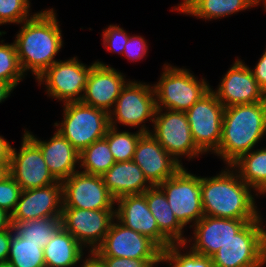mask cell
<instances>
[{
    "mask_svg": "<svg viewBox=\"0 0 266 267\" xmlns=\"http://www.w3.org/2000/svg\"><path fill=\"white\" fill-rule=\"evenodd\" d=\"M14 40L23 73L31 70L38 79L56 60L63 46L61 30L53 8L35 13L24 21Z\"/></svg>",
    "mask_w": 266,
    "mask_h": 267,
    "instance_id": "1",
    "label": "cell"
},
{
    "mask_svg": "<svg viewBox=\"0 0 266 267\" xmlns=\"http://www.w3.org/2000/svg\"><path fill=\"white\" fill-rule=\"evenodd\" d=\"M230 168L233 170L226 168L215 177H200L204 216L257 220L259 212L251 187L234 171L236 168Z\"/></svg>",
    "mask_w": 266,
    "mask_h": 267,
    "instance_id": "2",
    "label": "cell"
},
{
    "mask_svg": "<svg viewBox=\"0 0 266 267\" xmlns=\"http://www.w3.org/2000/svg\"><path fill=\"white\" fill-rule=\"evenodd\" d=\"M266 135V100L225 107L222 135L214 152L229 166L253 150Z\"/></svg>",
    "mask_w": 266,
    "mask_h": 267,
    "instance_id": "3",
    "label": "cell"
},
{
    "mask_svg": "<svg viewBox=\"0 0 266 267\" xmlns=\"http://www.w3.org/2000/svg\"><path fill=\"white\" fill-rule=\"evenodd\" d=\"M63 110L64 119L54 126L79 153L107 134L110 117L104 110L81 102L64 103Z\"/></svg>",
    "mask_w": 266,
    "mask_h": 267,
    "instance_id": "4",
    "label": "cell"
},
{
    "mask_svg": "<svg viewBox=\"0 0 266 267\" xmlns=\"http://www.w3.org/2000/svg\"><path fill=\"white\" fill-rule=\"evenodd\" d=\"M165 65L153 86L157 109L186 112L211 89L204 78L199 81L187 69Z\"/></svg>",
    "mask_w": 266,
    "mask_h": 267,
    "instance_id": "5",
    "label": "cell"
},
{
    "mask_svg": "<svg viewBox=\"0 0 266 267\" xmlns=\"http://www.w3.org/2000/svg\"><path fill=\"white\" fill-rule=\"evenodd\" d=\"M156 109L154 88L149 84L129 81L116 99L113 111L109 113L110 126L116 128V122L131 127L140 125L141 132L149 133L146 125L141 124L147 119L153 123Z\"/></svg>",
    "mask_w": 266,
    "mask_h": 267,
    "instance_id": "6",
    "label": "cell"
},
{
    "mask_svg": "<svg viewBox=\"0 0 266 267\" xmlns=\"http://www.w3.org/2000/svg\"><path fill=\"white\" fill-rule=\"evenodd\" d=\"M167 197L170 208L185 227L196 224L203 216L200 176L197 177L182 166L172 177L158 185Z\"/></svg>",
    "mask_w": 266,
    "mask_h": 267,
    "instance_id": "7",
    "label": "cell"
},
{
    "mask_svg": "<svg viewBox=\"0 0 266 267\" xmlns=\"http://www.w3.org/2000/svg\"><path fill=\"white\" fill-rule=\"evenodd\" d=\"M225 107L210 89L185 113L196 146L203 152H215L221 140Z\"/></svg>",
    "mask_w": 266,
    "mask_h": 267,
    "instance_id": "8",
    "label": "cell"
},
{
    "mask_svg": "<svg viewBox=\"0 0 266 267\" xmlns=\"http://www.w3.org/2000/svg\"><path fill=\"white\" fill-rule=\"evenodd\" d=\"M261 216L248 222L211 257L214 267H262Z\"/></svg>",
    "mask_w": 266,
    "mask_h": 267,
    "instance_id": "9",
    "label": "cell"
},
{
    "mask_svg": "<svg viewBox=\"0 0 266 267\" xmlns=\"http://www.w3.org/2000/svg\"><path fill=\"white\" fill-rule=\"evenodd\" d=\"M156 109L154 131L149 132L159 144L181 165L179 156L189 159L203 154L193 141L190 125L185 112Z\"/></svg>",
    "mask_w": 266,
    "mask_h": 267,
    "instance_id": "10",
    "label": "cell"
},
{
    "mask_svg": "<svg viewBox=\"0 0 266 267\" xmlns=\"http://www.w3.org/2000/svg\"><path fill=\"white\" fill-rule=\"evenodd\" d=\"M76 58L56 61L37 79L39 84L45 82L49 96L63 103L81 101L91 69L97 64L87 67Z\"/></svg>",
    "mask_w": 266,
    "mask_h": 267,
    "instance_id": "11",
    "label": "cell"
},
{
    "mask_svg": "<svg viewBox=\"0 0 266 267\" xmlns=\"http://www.w3.org/2000/svg\"><path fill=\"white\" fill-rule=\"evenodd\" d=\"M133 259H163V250L149 237L112 221L103 242L91 253Z\"/></svg>",
    "mask_w": 266,
    "mask_h": 267,
    "instance_id": "12",
    "label": "cell"
},
{
    "mask_svg": "<svg viewBox=\"0 0 266 267\" xmlns=\"http://www.w3.org/2000/svg\"><path fill=\"white\" fill-rule=\"evenodd\" d=\"M63 208L114 210L115 199L102 176L76 171L62 181Z\"/></svg>",
    "mask_w": 266,
    "mask_h": 267,
    "instance_id": "13",
    "label": "cell"
},
{
    "mask_svg": "<svg viewBox=\"0 0 266 267\" xmlns=\"http://www.w3.org/2000/svg\"><path fill=\"white\" fill-rule=\"evenodd\" d=\"M19 152L11 147L8 173L22 190H30L55 183L40 148L26 135Z\"/></svg>",
    "mask_w": 266,
    "mask_h": 267,
    "instance_id": "14",
    "label": "cell"
},
{
    "mask_svg": "<svg viewBox=\"0 0 266 267\" xmlns=\"http://www.w3.org/2000/svg\"><path fill=\"white\" fill-rule=\"evenodd\" d=\"M113 220L115 210L63 208L61 212V227L84 248L91 246L90 253L103 242Z\"/></svg>",
    "mask_w": 266,
    "mask_h": 267,
    "instance_id": "15",
    "label": "cell"
},
{
    "mask_svg": "<svg viewBox=\"0 0 266 267\" xmlns=\"http://www.w3.org/2000/svg\"><path fill=\"white\" fill-rule=\"evenodd\" d=\"M63 209L62 181L30 190H22L11 223L48 217H61Z\"/></svg>",
    "mask_w": 266,
    "mask_h": 267,
    "instance_id": "16",
    "label": "cell"
},
{
    "mask_svg": "<svg viewBox=\"0 0 266 267\" xmlns=\"http://www.w3.org/2000/svg\"><path fill=\"white\" fill-rule=\"evenodd\" d=\"M222 78L218 90L213 92L224 107L266 100V94L255 80L252 69L240 59H236Z\"/></svg>",
    "mask_w": 266,
    "mask_h": 267,
    "instance_id": "17",
    "label": "cell"
},
{
    "mask_svg": "<svg viewBox=\"0 0 266 267\" xmlns=\"http://www.w3.org/2000/svg\"><path fill=\"white\" fill-rule=\"evenodd\" d=\"M115 218L128 228L153 240L163 251L173 244L160 230L144 194L125 195L115 200Z\"/></svg>",
    "mask_w": 266,
    "mask_h": 267,
    "instance_id": "18",
    "label": "cell"
},
{
    "mask_svg": "<svg viewBox=\"0 0 266 267\" xmlns=\"http://www.w3.org/2000/svg\"><path fill=\"white\" fill-rule=\"evenodd\" d=\"M96 63L91 69L80 102L104 110L109 114L127 82L121 72L102 62L96 61Z\"/></svg>",
    "mask_w": 266,
    "mask_h": 267,
    "instance_id": "19",
    "label": "cell"
},
{
    "mask_svg": "<svg viewBox=\"0 0 266 267\" xmlns=\"http://www.w3.org/2000/svg\"><path fill=\"white\" fill-rule=\"evenodd\" d=\"M133 161L141 168L152 186L172 177L183 166L150 133H144L139 138Z\"/></svg>",
    "mask_w": 266,
    "mask_h": 267,
    "instance_id": "20",
    "label": "cell"
},
{
    "mask_svg": "<svg viewBox=\"0 0 266 267\" xmlns=\"http://www.w3.org/2000/svg\"><path fill=\"white\" fill-rule=\"evenodd\" d=\"M254 220L226 219L203 216L194 225V243L190 250L212 257L221 246L229 241L248 222Z\"/></svg>",
    "mask_w": 266,
    "mask_h": 267,
    "instance_id": "21",
    "label": "cell"
},
{
    "mask_svg": "<svg viewBox=\"0 0 266 267\" xmlns=\"http://www.w3.org/2000/svg\"><path fill=\"white\" fill-rule=\"evenodd\" d=\"M24 132L40 148L48 170L56 180L63 181L77 171L79 152L58 131L47 142L38 140L29 131Z\"/></svg>",
    "mask_w": 266,
    "mask_h": 267,
    "instance_id": "22",
    "label": "cell"
},
{
    "mask_svg": "<svg viewBox=\"0 0 266 267\" xmlns=\"http://www.w3.org/2000/svg\"><path fill=\"white\" fill-rule=\"evenodd\" d=\"M102 178L115 200L125 195L143 194L152 186L133 160L115 162Z\"/></svg>",
    "mask_w": 266,
    "mask_h": 267,
    "instance_id": "23",
    "label": "cell"
},
{
    "mask_svg": "<svg viewBox=\"0 0 266 267\" xmlns=\"http://www.w3.org/2000/svg\"><path fill=\"white\" fill-rule=\"evenodd\" d=\"M152 215L156 219L159 230L173 243L186 244L187 239L182 237L184 226L178 221L168 203L162 189L156 185L151 186L143 193Z\"/></svg>",
    "mask_w": 266,
    "mask_h": 267,
    "instance_id": "24",
    "label": "cell"
},
{
    "mask_svg": "<svg viewBox=\"0 0 266 267\" xmlns=\"http://www.w3.org/2000/svg\"><path fill=\"white\" fill-rule=\"evenodd\" d=\"M82 245L62 227L43 248L46 267H71L83 258Z\"/></svg>",
    "mask_w": 266,
    "mask_h": 267,
    "instance_id": "25",
    "label": "cell"
},
{
    "mask_svg": "<svg viewBox=\"0 0 266 267\" xmlns=\"http://www.w3.org/2000/svg\"><path fill=\"white\" fill-rule=\"evenodd\" d=\"M255 6L254 0H183L174 10L202 19H215Z\"/></svg>",
    "mask_w": 266,
    "mask_h": 267,
    "instance_id": "26",
    "label": "cell"
},
{
    "mask_svg": "<svg viewBox=\"0 0 266 267\" xmlns=\"http://www.w3.org/2000/svg\"><path fill=\"white\" fill-rule=\"evenodd\" d=\"M239 177L258 194H266V148L249 151L235 161ZM238 170V171H237Z\"/></svg>",
    "mask_w": 266,
    "mask_h": 267,
    "instance_id": "27",
    "label": "cell"
},
{
    "mask_svg": "<svg viewBox=\"0 0 266 267\" xmlns=\"http://www.w3.org/2000/svg\"><path fill=\"white\" fill-rule=\"evenodd\" d=\"M12 226L19 236L44 248L61 228V217L34 219L13 223Z\"/></svg>",
    "mask_w": 266,
    "mask_h": 267,
    "instance_id": "28",
    "label": "cell"
},
{
    "mask_svg": "<svg viewBox=\"0 0 266 267\" xmlns=\"http://www.w3.org/2000/svg\"><path fill=\"white\" fill-rule=\"evenodd\" d=\"M115 162L105 138L95 141L79 153V166L84 168L81 172L87 174L102 176Z\"/></svg>",
    "mask_w": 266,
    "mask_h": 267,
    "instance_id": "29",
    "label": "cell"
},
{
    "mask_svg": "<svg viewBox=\"0 0 266 267\" xmlns=\"http://www.w3.org/2000/svg\"><path fill=\"white\" fill-rule=\"evenodd\" d=\"M43 253L39 244L28 242L13 231L8 262L15 267H46Z\"/></svg>",
    "mask_w": 266,
    "mask_h": 267,
    "instance_id": "30",
    "label": "cell"
},
{
    "mask_svg": "<svg viewBox=\"0 0 266 267\" xmlns=\"http://www.w3.org/2000/svg\"><path fill=\"white\" fill-rule=\"evenodd\" d=\"M143 134L140 130L135 134L128 131L119 132L117 127L110 126L104 138L108 141L115 161L124 162L133 160L137 142Z\"/></svg>",
    "mask_w": 266,
    "mask_h": 267,
    "instance_id": "31",
    "label": "cell"
},
{
    "mask_svg": "<svg viewBox=\"0 0 266 267\" xmlns=\"http://www.w3.org/2000/svg\"><path fill=\"white\" fill-rule=\"evenodd\" d=\"M24 75L15 43L0 44V81H5L15 88Z\"/></svg>",
    "mask_w": 266,
    "mask_h": 267,
    "instance_id": "32",
    "label": "cell"
},
{
    "mask_svg": "<svg viewBox=\"0 0 266 267\" xmlns=\"http://www.w3.org/2000/svg\"><path fill=\"white\" fill-rule=\"evenodd\" d=\"M185 246L186 244H171L163 251V262L170 263L169 266L172 265V267H214L211 257L192 250L181 254L180 249Z\"/></svg>",
    "mask_w": 266,
    "mask_h": 267,
    "instance_id": "33",
    "label": "cell"
},
{
    "mask_svg": "<svg viewBox=\"0 0 266 267\" xmlns=\"http://www.w3.org/2000/svg\"><path fill=\"white\" fill-rule=\"evenodd\" d=\"M29 0H0V25L7 23L22 24L29 17Z\"/></svg>",
    "mask_w": 266,
    "mask_h": 267,
    "instance_id": "34",
    "label": "cell"
},
{
    "mask_svg": "<svg viewBox=\"0 0 266 267\" xmlns=\"http://www.w3.org/2000/svg\"><path fill=\"white\" fill-rule=\"evenodd\" d=\"M22 192L19 184L14 178L7 173L0 180V208L6 210L10 214L14 212L19 201L20 194Z\"/></svg>",
    "mask_w": 266,
    "mask_h": 267,
    "instance_id": "35",
    "label": "cell"
},
{
    "mask_svg": "<svg viewBox=\"0 0 266 267\" xmlns=\"http://www.w3.org/2000/svg\"><path fill=\"white\" fill-rule=\"evenodd\" d=\"M128 40V34L119 26L109 25L103 31V45L107 51L123 54Z\"/></svg>",
    "mask_w": 266,
    "mask_h": 267,
    "instance_id": "36",
    "label": "cell"
},
{
    "mask_svg": "<svg viewBox=\"0 0 266 267\" xmlns=\"http://www.w3.org/2000/svg\"><path fill=\"white\" fill-rule=\"evenodd\" d=\"M103 267H154L163 259H131L110 256H94Z\"/></svg>",
    "mask_w": 266,
    "mask_h": 267,
    "instance_id": "37",
    "label": "cell"
},
{
    "mask_svg": "<svg viewBox=\"0 0 266 267\" xmlns=\"http://www.w3.org/2000/svg\"><path fill=\"white\" fill-rule=\"evenodd\" d=\"M147 44L141 36H129V40L125 45L123 55L127 56L132 61L140 60L147 52Z\"/></svg>",
    "mask_w": 266,
    "mask_h": 267,
    "instance_id": "38",
    "label": "cell"
},
{
    "mask_svg": "<svg viewBox=\"0 0 266 267\" xmlns=\"http://www.w3.org/2000/svg\"><path fill=\"white\" fill-rule=\"evenodd\" d=\"M252 72L260 88L266 94V50Z\"/></svg>",
    "mask_w": 266,
    "mask_h": 267,
    "instance_id": "39",
    "label": "cell"
},
{
    "mask_svg": "<svg viewBox=\"0 0 266 267\" xmlns=\"http://www.w3.org/2000/svg\"><path fill=\"white\" fill-rule=\"evenodd\" d=\"M13 231V226L10 229L0 231V262L7 261L9 257L11 237Z\"/></svg>",
    "mask_w": 266,
    "mask_h": 267,
    "instance_id": "40",
    "label": "cell"
},
{
    "mask_svg": "<svg viewBox=\"0 0 266 267\" xmlns=\"http://www.w3.org/2000/svg\"><path fill=\"white\" fill-rule=\"evenodd\" d=\"M11 145L3 136H0V164H10Z\"/></svg>",
    "mask_w": 266,
    "mask_h": 267,
    "instance_id": "41",
    "label": "cell"
},
{
    "mask_svg": "<svg viewBox=\"0 0 266 267\" xmlns=\"http://www.w3.org/2000/svg\"><path fill=\"white\" fill-rule=\"evenodd\" d=\"M11 227V214L0 208V231L10 229Z\"/></svg>",
    "mask_w": 266,
    "mask_h": 267,
    "instance_id": "42",
    "label": "cell"
},
{
    "mask_svg": "<svg viewBox=\"0 0 266 267\" xmlns=\"http://www.w3.org/2000/svg\"><path fill=\"white\" fill-rule=\"evenodd\" d=\"M13 89L14 87L11 84L5 81H0V103L8 98Z\"/></svg>",
    "mask_w": 266,
    "mask_h": 267,
    "instance_id": "43",
    "label": "cell"
},
{
    "mask_svg": "<svg viewBox=\"0 0 266 267\" xmlns=\"http://www.w3.org/2000/svg\"><path fill=\"white\" fill-rule=\"evenodd\" d=\"M82 267H103V265L91 254L89 258L83 261Z\"/></svg>",
    "mask_w": 266,
    "mask_h": 267,
    "instance_id": "44",
    "label": "cell"
},
{
    "mask_svg": "<svg viewBox=\"0 0 266 267\" xmlns=\"http://www.w3.org/2000/svg\"><path fill=\"white\" fill-rule=\"evenodd\" d=\"M261 253L264 264L266 263V230L261 226Z\"/></svg>",
    "mask_w": 266,
    "mask_h": 267,
    "instance_id": "45",
    "label": "cell"
},
{
    "mask_svg": "<svg viewBox=\"0 0 266 267\" xmlns=\"http://www.w3.org/2000/svg\"><path fill=\"white\" fill-rule=\"evenodd\" d=\"M9 164H0V180L8 173Z\"/></svg>",
    "mask_w": 266,
    "mask_h": 267,
    "instance_id": "46",
    "label": "cell"
},
{
    "mask_svg": "<svg viewBox=\"0 0 266 267\" xmlns=\"http://www.w3.org/2000/svg\"><path fill=\"white\" fill-rule=\"evenodd\" d=\"M0 267H15V266L8 261H4V262H0Z\"/></svg>",
    "mask_w": 266,
    "mask_h": 267,
    "instance_id": "47",
    "label": "cell"
},
{
    "mask_svg": "<svg viewBox=\"0 0 266 267\" xmlns=\"http://www.w3.org/2000/svg\"><path fill=\"white\" fill-rule=\"evenodd\" d=\"M261 0H254V3L255 5L257 6V4L260 3ZM264 1V5H265V9H266V0H263Z\"/></svg>",
    "mask_w": 266,
    "mask_h": 267,
    "instance_id": "48",
    "label": "cell"
}]
</instances>
